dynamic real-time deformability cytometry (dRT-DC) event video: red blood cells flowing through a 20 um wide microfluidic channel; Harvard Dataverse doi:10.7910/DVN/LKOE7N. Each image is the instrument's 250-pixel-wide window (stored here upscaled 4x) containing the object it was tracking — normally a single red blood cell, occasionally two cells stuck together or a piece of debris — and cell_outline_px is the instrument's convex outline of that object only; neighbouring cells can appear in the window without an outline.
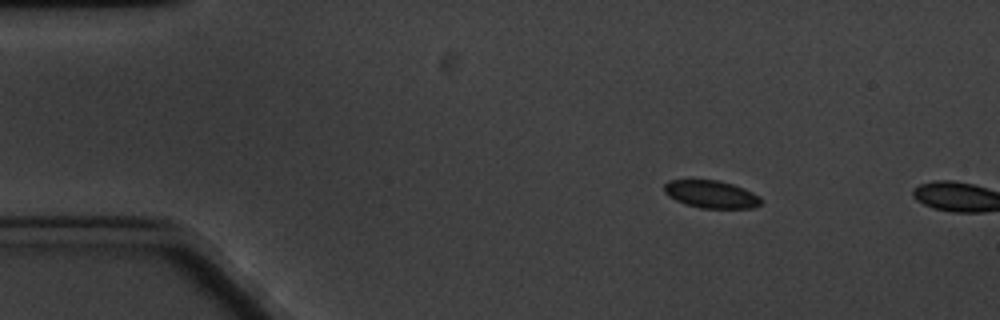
{"species": "common noctule bat (a hibernating species)", "species_latin": "Nyctalus noctula", "temperature_condition": "cold", "stored_images_in_passage": 3, "camera_frame_rate_fps": 3000, "um_per_image_px": 0.085, "animal": {"sex": "male", "body_mass_g": 20.1, "forearm_length_mm": 53.5}, "frame": {"image": 1, "passage_image": 2, "time_ms": 1.333, "image_size_px": [1000, 320], "cell_outline_px": [[764, 200], [760, 204], [752, 208], [700, 208], [684, 204], [668, 196], [664, 192], [664, 184], [668, 180], [720, 180], [744, 188], [760, 196]], "centroid_in_image_um": [60.46, 16.51], "position_along_channel_um": 24.5, "area_um2": 15.72}}